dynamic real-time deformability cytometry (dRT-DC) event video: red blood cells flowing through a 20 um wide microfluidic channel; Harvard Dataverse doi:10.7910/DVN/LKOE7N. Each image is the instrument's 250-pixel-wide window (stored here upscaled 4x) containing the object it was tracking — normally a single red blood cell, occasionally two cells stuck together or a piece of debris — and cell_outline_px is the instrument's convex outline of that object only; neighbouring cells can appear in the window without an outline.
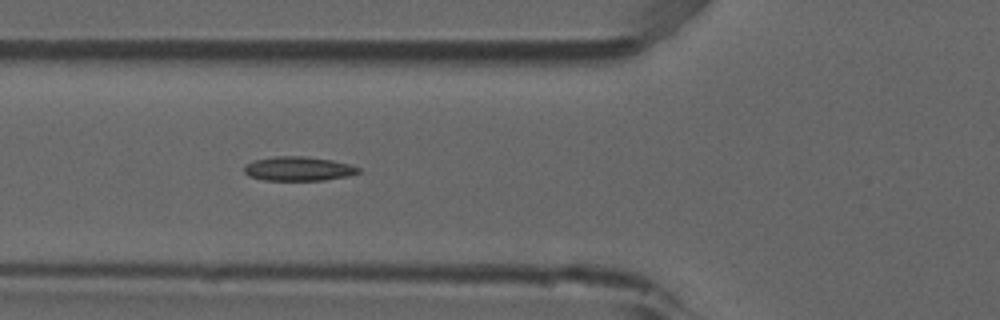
{"species": "common noctule bat (a hibernating species)", "species_latin": "Nyctalus noctula", "temperature_condition": "room temperature", "stored_images_in_passage": 8, "camera_frame_rate_fps": 3000, "um_per_image_px": 0.085, "animal": {"sex": "male", "forearm_length_mm": 52.5}, "frame": {"image": 1, "passage_image": 6, "time_ms": 1.667, "image_size_px": [1000, 320], "cell_outline_px": [[360, 172], [348, 176], [324, 180], [264, 180], [248, 176], [244, 172], [244, 164], [252, 160], [276, 156], [304, 156], [332, 160], [348, 164], [360, 168]], "centroid_in_image_um": [25.32, 14.34], "position_along_channel_um": 100.5, "area_um2": 16.18}}
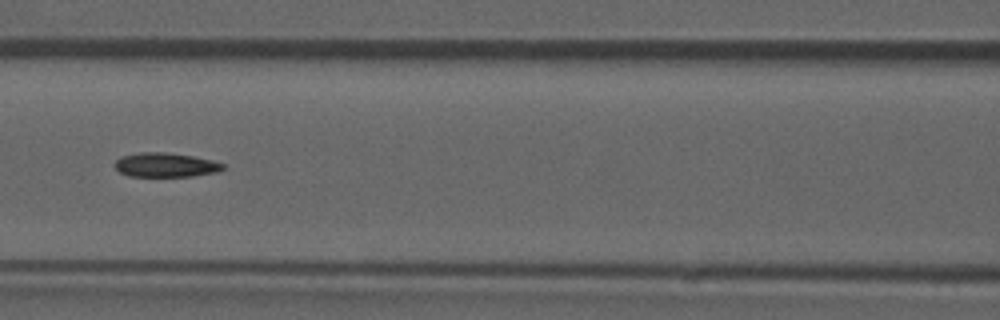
{"frame": {"image": 2, "passage_image": 7, "time_ms": 2.0, "image_size_px": [1000, 320], "cell_outline_px": [[224, 168], [216, 172], [192, 176], [128, 176], [120, 172], [116, 168], [116, 160], [120, 156], [140, 152], [164, 152], [192, 156], [212, 160], [224, 164]], "centroid_in_image_um": [14.06, 14.01], "position_along_channel_um": 152.5, "area_um2": 15.14}}